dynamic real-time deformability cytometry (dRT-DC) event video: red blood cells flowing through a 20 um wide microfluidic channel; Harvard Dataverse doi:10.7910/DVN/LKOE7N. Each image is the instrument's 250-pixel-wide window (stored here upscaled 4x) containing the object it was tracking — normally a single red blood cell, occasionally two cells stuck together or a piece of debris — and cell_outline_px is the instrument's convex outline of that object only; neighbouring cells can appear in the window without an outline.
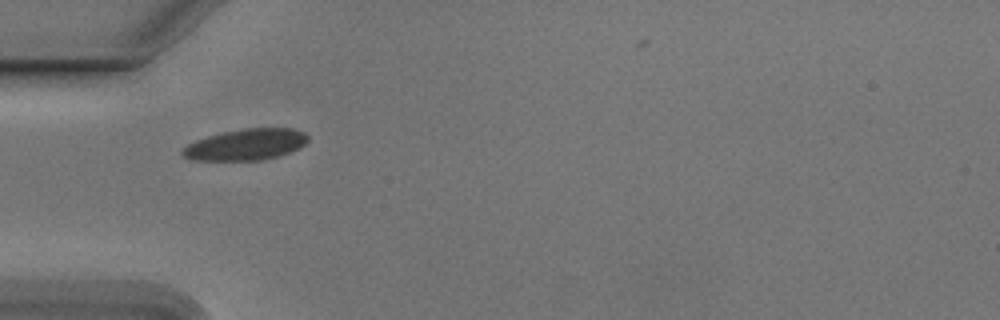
{"species": "Egyptian fruit bat (a non-hibernating species)", "species_latin": "Rousettus aegyptiacus", "temperature_condition": "cold", "stored_images_in_passage": 20, "camera_frame_rate_fps": 3000, "um_per_image_px": 0.085, "animal": {"sex": "male"}, "frame": {"image": 1, "passage_image": 1, "time_ms": 0.0, "image_size_px": [1000, 320], "cell_outline_px": [[308, 140], [300, 148], [276, 156], [260, 160], [196, 160], [184, 156], [180, 152], [180, 148], [196, 140], [208, 136], [224, 132], [244, 128], [292, 128], [304, 132], [308, 136]], "centroid_in_image_um": [20.89, 12.28], "position_along_channel_um": 64.1, "area_um2": 22.66}}
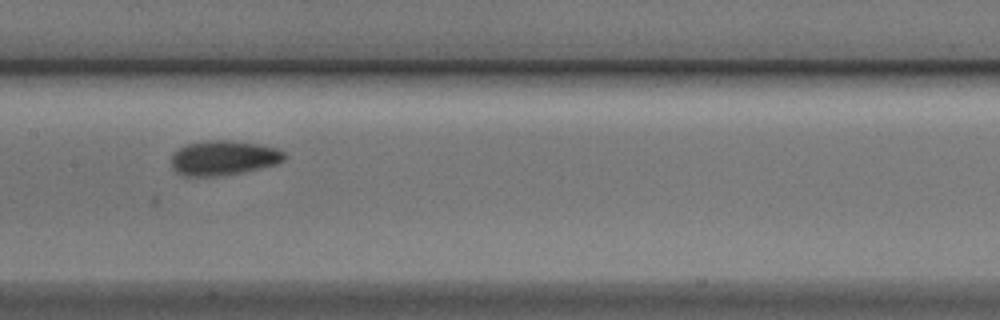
{"frame": {"image": 2, "passage_image": 11, "time_ms": 3.333, "image_size_px": [1000, 320], "cell_outline_px": [[288, 156], [284, 160], [276, 164], [244, 172], [216, 176], [184, 176], [176, 172], [172, 168], [172, 156], [180, 148], [188, 144], [204, 140], [228, 140], [260, 144], [280, 148]], "centroid_in_image_um": [19.05, 13.41], "position_along_channel_um": 188.4, "area_um2": 23.0}}
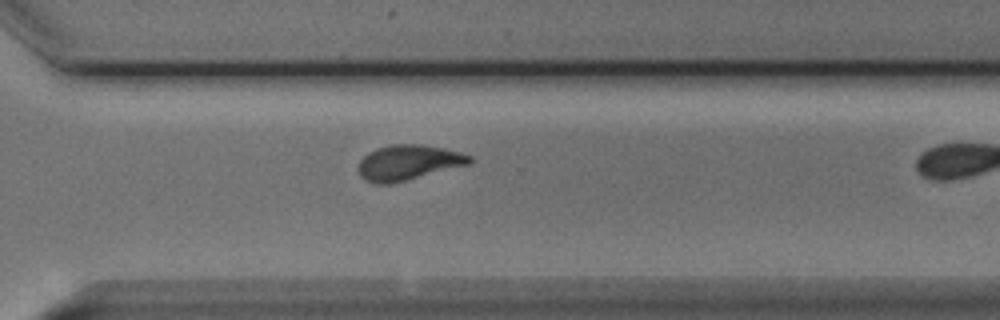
{"frame": {"image": 3, "passage_image": 19, "time_ms": 6.0, "image_size_px": [1000, 320], "cell_outline_px": [[476, 160], [472, 164], [392, 184], [376, 184], [364, 180], [360, 176], [360, 160], [368, 152], [392, 144], [420, 144], [444, 148], [460, 152], [472, 156]], "centroid_in_image_um": [34.78, 13.83], "position_along_channel_um": 335.8, "area_um2": 23.06}}